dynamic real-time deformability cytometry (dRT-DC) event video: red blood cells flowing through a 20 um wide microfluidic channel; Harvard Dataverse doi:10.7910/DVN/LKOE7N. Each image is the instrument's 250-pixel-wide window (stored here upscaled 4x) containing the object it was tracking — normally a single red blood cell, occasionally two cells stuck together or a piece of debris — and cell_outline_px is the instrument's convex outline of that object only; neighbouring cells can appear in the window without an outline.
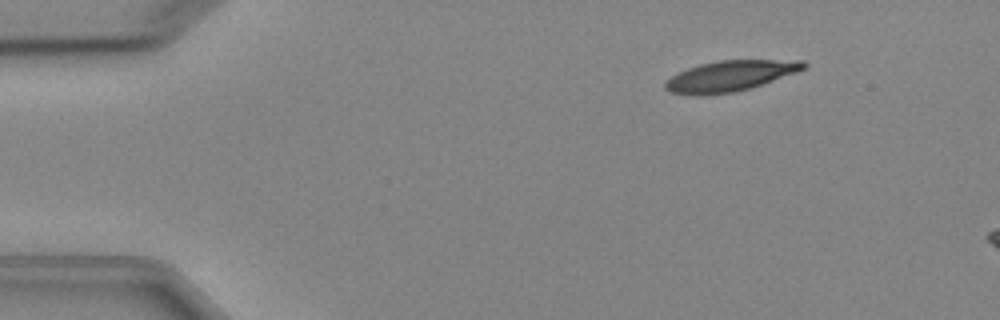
{"species": "Egyptian fruit bat (a non-hibernating species)", "species_latin": "Rousettus aegyptiacus", "temperature_condition": "cold", "stored_images_in_passage": 4, "camera_frame_rate_fps": 3000, "um_per_image_px": 0.085, "animal": {"sex": "female"}, "frame": {"image": 1, "passage_image": 1, "time_ms": 0.0, "image_size_px": [1000, 320], "cell_outline_px": [[808, 68], [752, 88], [732, 92], [700, 96], [672, 92], [664, 88], [664, 80], [676, 72], [700, 64], [720, 60], [804, 60], [808, 64]], "centroid_in_image_um": [62.06, 6.45], "position_along_channel_um": 22.9, "area_um2": 24.97}}